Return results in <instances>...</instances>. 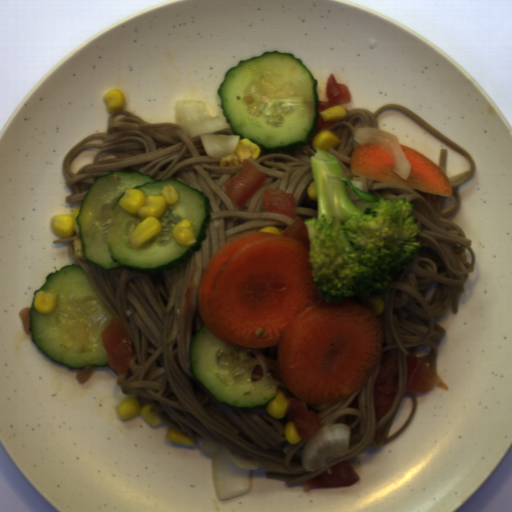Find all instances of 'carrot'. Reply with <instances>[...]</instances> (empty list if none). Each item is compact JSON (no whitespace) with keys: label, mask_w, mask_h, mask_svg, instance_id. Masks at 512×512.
<instances>
[{"label":"carrot","mask_w":512,"mask_h":512,"mask_svg":"<svg viewBox=\"0 0 512 512\" xmlns=\"http://www.w3.org/2000/svg\"><path fill=\"white\" fill-rule=\"evenodd\" d=\"M197 311L202 327L225 344L277 346L285 386L311 405L354 394L382 358L376 315L354 300L327 303L308 247L279 233L245 232L216 250L199 279Z\"/></svg>","instance_id":"carrot-1"},{"label":"carrot","mask_w":512,"mask_h":512,"mask_svg":"<svg viewBox=\"0 0 512 512\" xmlns=\"http://www.w3.org/2000/svg\"><path fill=\"white\" fill-rule=\"evenodd\" d=\"M410 162L407 179L394 172V154L384 143H361L350 155L352 174L381 182L404 185L431 195L453 197L448 174L431 158L408 146H399Z\"/></svg>","instance_id":"carrot-2"}]
</instances>
